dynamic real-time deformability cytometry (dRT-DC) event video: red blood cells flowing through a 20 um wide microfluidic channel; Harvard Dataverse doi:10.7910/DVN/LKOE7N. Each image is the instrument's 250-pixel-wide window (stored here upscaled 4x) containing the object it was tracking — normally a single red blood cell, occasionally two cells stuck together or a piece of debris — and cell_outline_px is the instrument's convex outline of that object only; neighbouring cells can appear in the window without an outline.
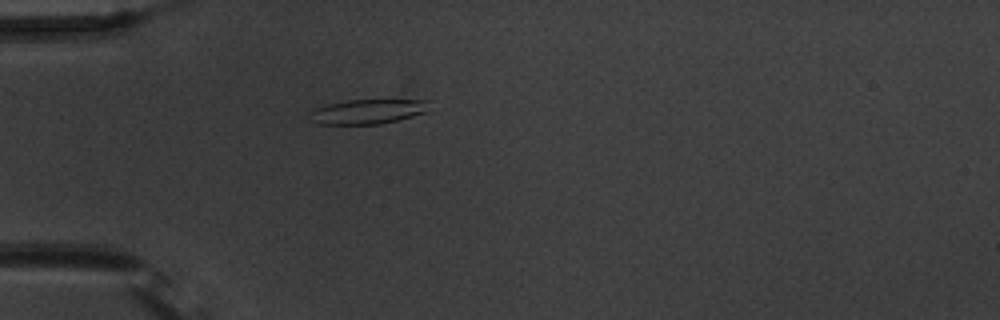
{"species": "common noctule bat (a hibernating species)", "species_latin": "Nyctalus noctula", "temperature_condition": "warm", "stored_images_in_passage": 48, "camera_frame_rate_fps": 3000, "um_per_image_px": 0.085, "animal": {"sex": "male", "body_mass_g": 20.1, "forearm_length_mm": 53.5}, "frame": {"image": 1, "passage_image": 10, "time_ms": 3.0, "image_size_px": [1000, 320], "cell_outline_px": [[432, 100], [424, 112], [412, 116], [380, 124], [316, 124], [308, 120], [308, 112], [316, 108], [328, 104], [344, 100]], "centroid_in_image_um": [31.17, 9.48], "position_along_channel_um": 53.8, "area_um2": 17.22}}
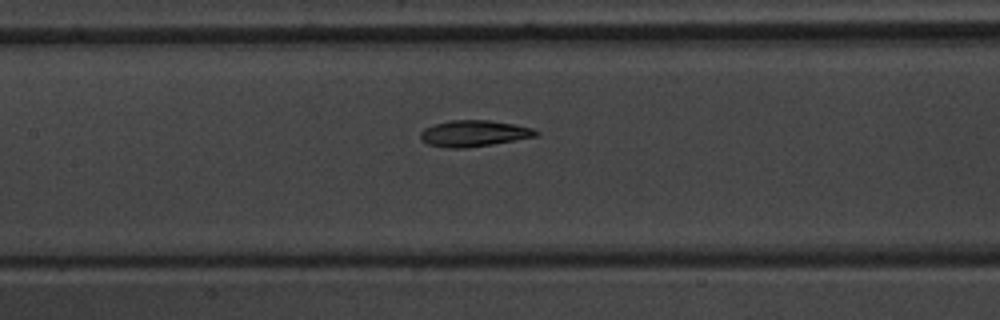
{"frame": {"image": 2, "passage_image": 20, "time_ms": 6.333, "image_size_px": [1000, 320], "cell_outline_px": [[540, 132], [536, 136], [516, 140], [492, 144], [464, 148], [448, 148], [428, 144], [420, 136], [420, 132], [424, 128], [432, 124], [452, 120], [488, 120], [516, 124], [532, 128]], "centroid_in_image_um": [40.29, 11.33], "position_along_channel_um": 167.1, "area_um2": 17.63}}
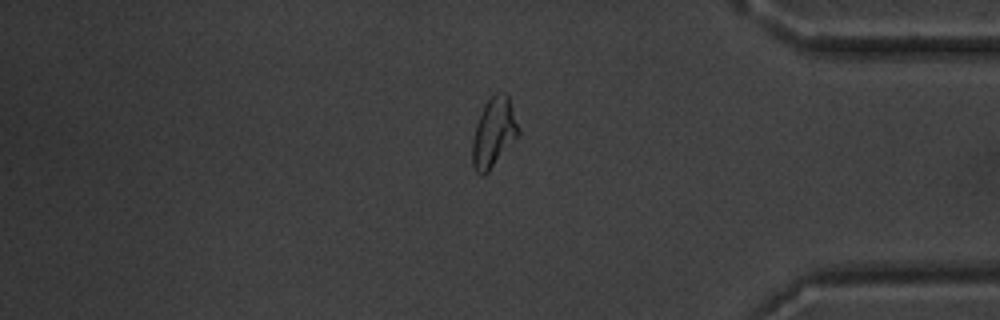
{"frame": {"image": 3, "passage_image": 40, "time_ms": 13.0, "image_size_px": [1000, 320], "cell_outline_px": [[520, 132], [488, 172], [484, 176], [480, 176], [476, 172], [472, 164], [472, 140], [476, 124], [484, 104], [496, 92], [508, 92], [520, 128]], "centroid_in_image_um": [41.97, 11.23], "position_along_channel_um": 393.2, "area_um2": 18.73}, "authors_computed_cell_mechanics": {"area_um2": 18.0625, "velocity_mm_per_s": 3.7113, "shape_relaxation_time_tau1_ms": 7.0234, "shape_relaxation_time_tau2_ms": 2.7138, "deformation_change_tau1": 0.2136, "deformation_change_tau2": 0.091}}